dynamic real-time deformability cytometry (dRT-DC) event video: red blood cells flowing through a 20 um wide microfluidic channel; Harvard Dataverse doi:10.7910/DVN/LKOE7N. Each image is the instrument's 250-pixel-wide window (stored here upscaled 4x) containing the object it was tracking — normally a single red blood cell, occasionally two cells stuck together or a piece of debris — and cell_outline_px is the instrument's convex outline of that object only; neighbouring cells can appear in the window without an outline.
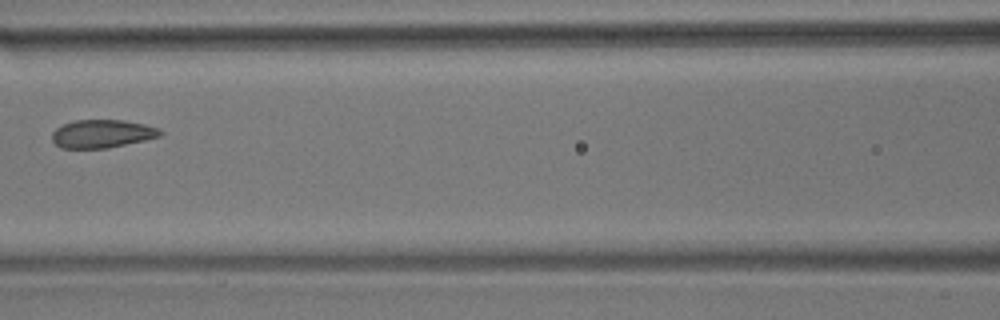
{"species": "common noctule bat (a hibernating species)", "species_latin": "Nyctalus noctula", "temperature_condition": "room temperature", "stored_images_in_passage": 15, "camera_frame_rate_fps": 3000, "um_per_image_px": 0.085, "animal": {"sex": "male", "body_mass_g": 17.9}, "frame": {"image": 1, "passage_image": 7, "time_ms": 8.333, "image_size_px": [1000, 320], "cell_outline_px": [[164, 132], [160, 136], [144, 140], [108, 148], [60, 148], [52, 140], [52, 132], [56, 128], [64, 124], [76, 120], [124, 120], [144, 124], [160, 128]], "centroid_in_image_um": [8.69, 11.37], "position_along_channel_um": 157.9, "area_um2": 17.74}}
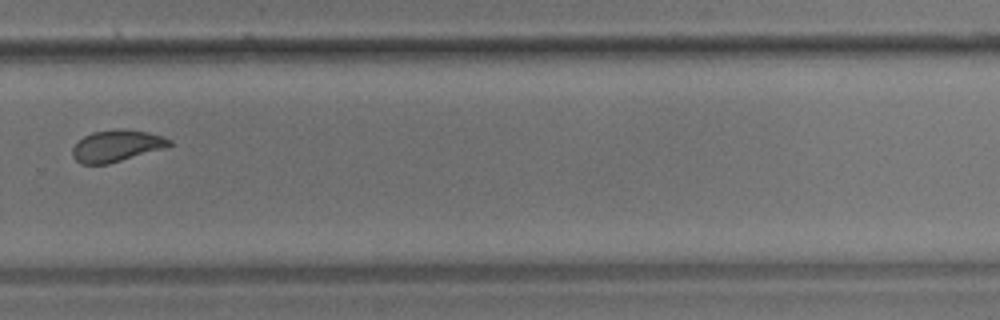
{"frame": {"image": 2, "passage_image": 11, "time_ms": 13.0, "image_size_px": [1000, 320], "cell_outline_px": [[172, 144], [168, 148], [108, 164], [80, 164], [72, 156], [72, 148], [84, 136], [92, 132], [120, 128], [124, 128], [148, 132], [172, 140]], "centroid_in_image_um": [9.94, 12.4], "position_along_channel_um": 319.9, "area_um2": 18.09}}